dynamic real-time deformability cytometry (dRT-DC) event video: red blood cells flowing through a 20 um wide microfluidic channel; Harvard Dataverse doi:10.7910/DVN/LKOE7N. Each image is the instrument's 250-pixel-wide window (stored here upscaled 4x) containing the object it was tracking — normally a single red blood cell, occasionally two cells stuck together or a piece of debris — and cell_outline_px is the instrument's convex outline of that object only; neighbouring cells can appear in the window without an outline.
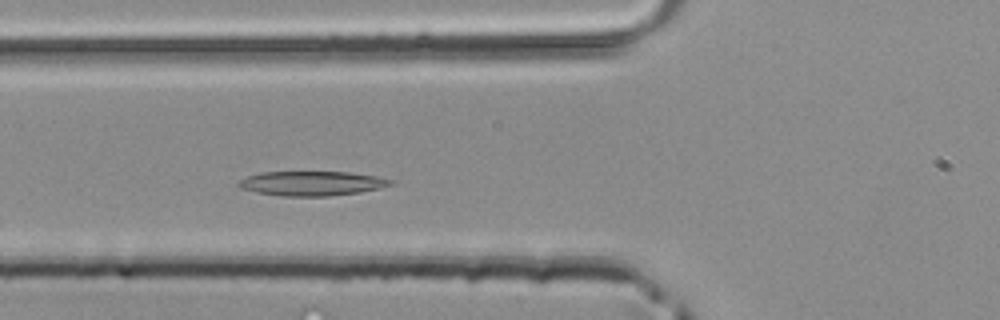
{"species": "common noctule bat (a hibernating species)", "species_latin": "Nyctalus noctula", "temperature_condition": "room temperature", "stored_images_in_passage": 33, "camera_frame_rate_fps": 3000, "um_per_image_px": 0.085, "animal": {"sex": "male", "body_mass_g": 20.4}, "frame": {"image": 1, "passage_image": 9, "time_ms": 2.667, "image_size_px": [1000, 320], "cell_outline_px": [[396, 180], [392, 184], [380, 188], [360, 192], [328, 196], [284, 196], [256, 192], [240, 188], [236, 184], [240, 180], [248, 176], [260, 172], [348, 172], [376, 176]], "centroid_in_image_um": [26.51, 15.58], "position_along_channel_um": 99.3, "area_um2": 21.68}}
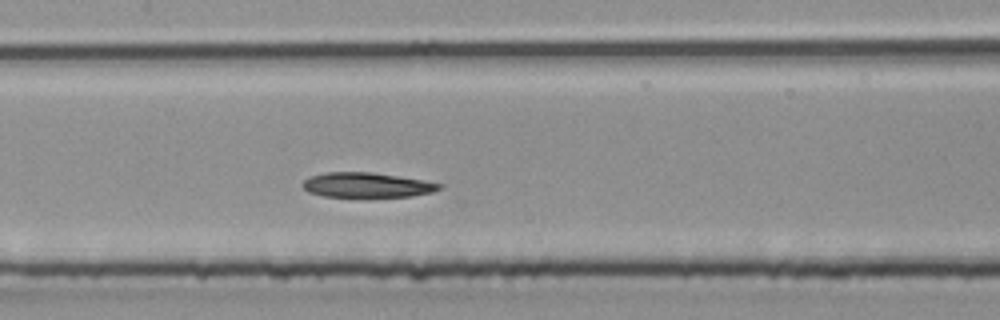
{"frame": {"image": 2, "passage_image": 14, "time_ms": 4.333, "image_size_px": [1000, 320], "cell_outline_px": [[444, 184], [440, 188], [432, 192], [412, 196], [324, 196], [308, 192], [300, 184], [304, 180], [312, 176], [324, 172], [372, 172], [424, 180]], "centroid_in_image_um": [31.17, 15.71], "position_along_channel_um": 176.2, "area_um2": 19.59}}
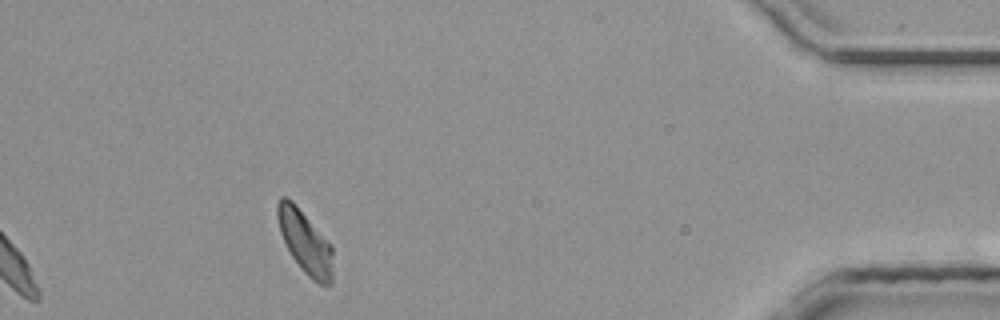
{"frame": {"image": 3, "passage_image": 33, "time_ms": 10.667, "image_size_px": [1000, 320], "cell_outline_px": [[332, 284], [320, 284], [312, 280], [304, 272], [292, 256], [280, 232], [276, 216], [276, 204], [280, 196], [284, 196], [292, 200], [332, 244]], "centroid_in_image_um": [25.93, 20.54], "position_along_channel_um": 409.3, "area_um2": 20.35}}